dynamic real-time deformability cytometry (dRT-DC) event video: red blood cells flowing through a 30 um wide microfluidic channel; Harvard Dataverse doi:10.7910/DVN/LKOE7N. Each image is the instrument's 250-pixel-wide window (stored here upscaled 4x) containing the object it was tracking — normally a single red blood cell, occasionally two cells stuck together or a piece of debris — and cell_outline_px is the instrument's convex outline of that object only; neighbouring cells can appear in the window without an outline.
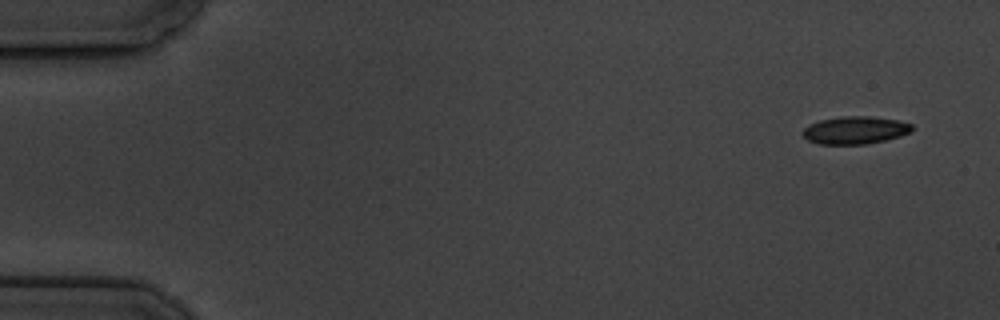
{"species": "common noctule bat (a hibernating species)", "species_latin": "Nyctalus noctula", "temperature_condition": "cold", "stored_images_in_passage": 5, "camera_frame_rate_fps": 3000, "um_per_image_px": 0.085, "animal": {"sex": "male", "body_mass_g": 19.5, "forearm_length_mm": 54.6}, "frame": {"image": 1, "passage_image": 1, "time_ms": 0.0, "image_size_px": [1000, 320], "cell_outline_px": [[916, 128], [900, 136], [884, 140], [864, 144], [820, 144], [808, 140], [800, 132], [804, 128], [820, 120], [844, 116], [868, 116], [900, 120], [912, 124]], "centroid_in_image_um": [72.71, 11.06], "position_along_channel_um": 12.3, "area_um2": 17.51}}
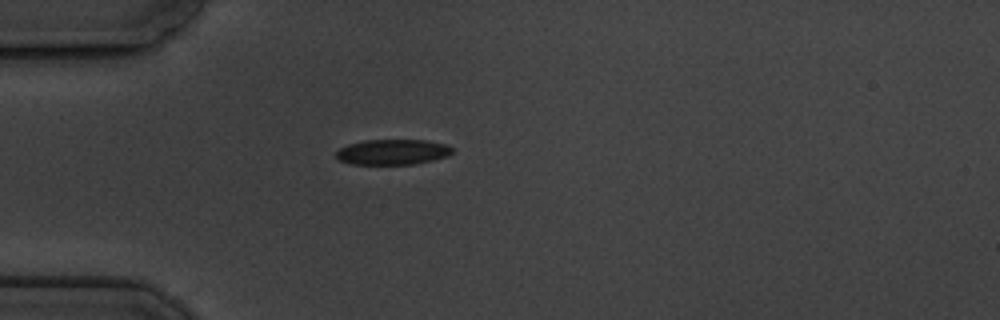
{"frame": {"image": 2, "passage_image": 5, "time_ms": 4.333, "image_size_px": [1000, 320], "cell_outline_px": [[452, 152], [448, 156], [416, 164], [352, 164], [336, 160], [336, 152], [340, 148], [348, 144], [364, 140], [424, 140], [444, 144], [452, 148]], "centroid_in_image_um": [33.33, 12.92], "position_along_channel_um": 51.7, "area_um2": 17.17}}